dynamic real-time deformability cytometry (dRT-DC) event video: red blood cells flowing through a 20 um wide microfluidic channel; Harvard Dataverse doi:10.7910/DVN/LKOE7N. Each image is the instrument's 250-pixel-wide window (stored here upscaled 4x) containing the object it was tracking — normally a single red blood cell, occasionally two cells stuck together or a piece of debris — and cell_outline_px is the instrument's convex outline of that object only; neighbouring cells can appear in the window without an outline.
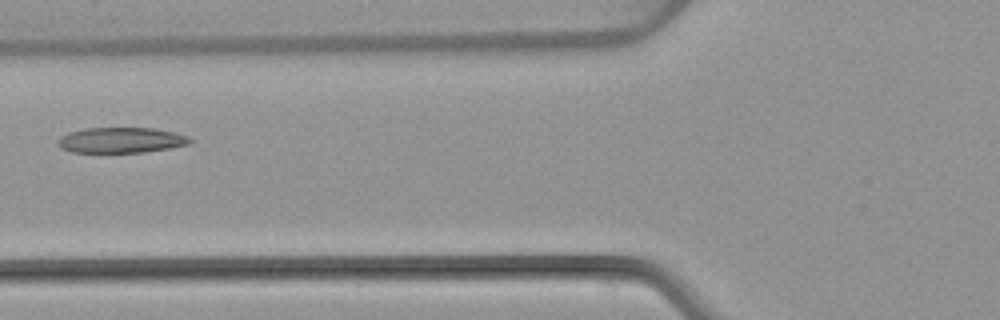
{"species": "common noctule bat (a hibernating species)", "species_latin": "Nyctalus noctula", "temperature_condition": "warm", "stored_images_in_passage": 2, "camera_frame_rate_fps": 3000, "um_per_image_px": 0.085, "animal": {"sex": "female", "body_mass_g": 22.7, "forearm_length_mm": 54.2}, "frame": {"image": 1, "passage_image": 2, "time_ms": 2.333, "image_size_px": [1000, 320], "cell_outline_px": [[192, 140], [188, 144], [168, 148], [144, 152], [72, 152], [60, 148], [56, 144], [56, 140], [60, 136], [68, 132], [84, 128], [152, 128], [172, 132], [188, 136]], "centroid_in_image_um": [10.21, 11.91], "position_along_channel_um": 115.6, "area_um2": 19.59}}